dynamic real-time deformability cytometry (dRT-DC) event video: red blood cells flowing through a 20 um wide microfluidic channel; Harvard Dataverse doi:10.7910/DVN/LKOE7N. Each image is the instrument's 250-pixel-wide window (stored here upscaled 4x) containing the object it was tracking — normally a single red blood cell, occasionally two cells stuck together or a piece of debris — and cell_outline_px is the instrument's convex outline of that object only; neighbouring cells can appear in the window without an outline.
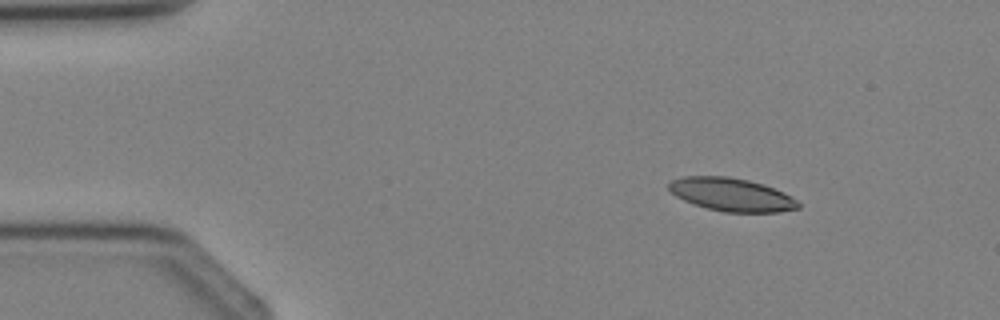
{"species": "Egyptian fruit bat (a non-hibernating species)", "species_latin": "Rousettus aegyptiacus", "temperature_condition": "cold", "stored_images_in_passage": 3, "camera_frame_rate_fps": 3000, "um_per_image_px": 0.085, "animal": {"sex": "female"}, "frame": {"image": 1, "passage_image": 1, "time_ms": 0.0, "image_size_px": [1000, 320], "cell_outline_px": [[800, 208], [780, 212], [724, 212], [708, 208], [684, 200], [676, 196], [668, 188], [668, 184], [672, 180], [684, 176], [728, 176], [748, 180], [764, 184], [784, 192], [796, 200], [800, 204]], "centroid_in_image_um": [62.2, 16.53], "position_along_channel_um": 22.8, "area_um2": 24.91}}
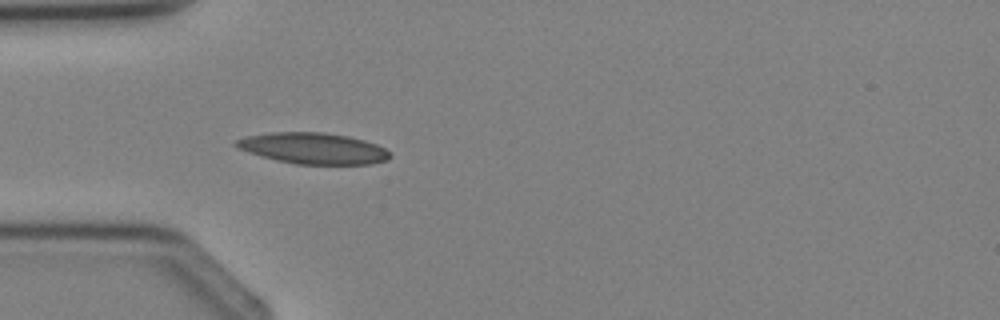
{"frame": {"image": 2, "passage_image": 3, "time_ms": 2.0, "image_size_px": [1000, 320], "cell_outline_px": [[392, 156], [388, 160], [372, 164], [296, 164], [276, 160], [260, 156], [248, 152], [232, 144], [236, 140], [248, 136], [268, 132], [324, 132], [348, 136], [364, 140], [376, 144], [384, 148]], "centroid_in_image_um": [26.63, 12.61], "position_along_channel_um": 58.4, "area_um2": 27.92}}